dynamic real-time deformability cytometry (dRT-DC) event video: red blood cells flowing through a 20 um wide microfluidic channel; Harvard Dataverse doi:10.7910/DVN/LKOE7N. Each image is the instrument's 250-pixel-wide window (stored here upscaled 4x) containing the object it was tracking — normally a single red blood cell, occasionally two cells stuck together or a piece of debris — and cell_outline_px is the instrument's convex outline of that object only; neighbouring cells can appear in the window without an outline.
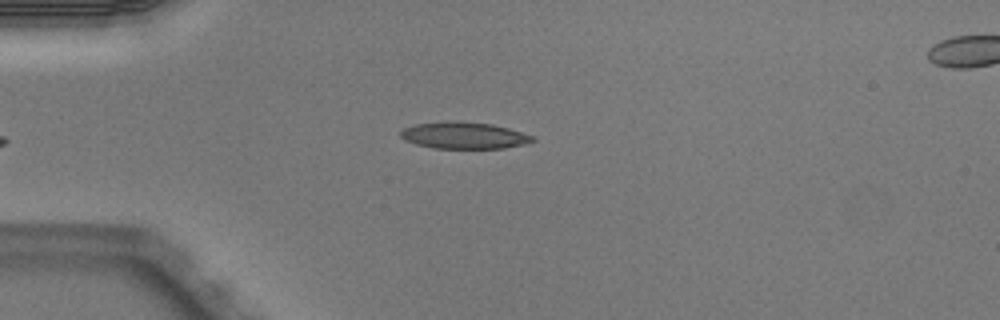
{"species": "Egyptian fruit bat (a non-hibernating species)", "species_latin": "Rousettus aegyptiacus", "temperature_condition": "warm", "stored_images_in_passage": 2, "camera_frame_rate_fps": 3000, "um_per_image_px": 0.085, "animal": {"sex": "male"}, "frame": {"image": 1, "passage_image": 1, "time_ms": 0.0, "image_size_px": [1000, 320], "cell_outline_px": [[536, 140], [524, 144], [504, 148], [432, 148], [416, 144], [404, 140], [400, 136], [400, 132], [404, 128], [416, 124], [448, 120], [460, 120], [492, 124], [508, 128], [536, 136]], "centroid_in_image_um": [39.45, 11.5], "position_along_channel_um": 45.6, "area_um2": 20.81}}